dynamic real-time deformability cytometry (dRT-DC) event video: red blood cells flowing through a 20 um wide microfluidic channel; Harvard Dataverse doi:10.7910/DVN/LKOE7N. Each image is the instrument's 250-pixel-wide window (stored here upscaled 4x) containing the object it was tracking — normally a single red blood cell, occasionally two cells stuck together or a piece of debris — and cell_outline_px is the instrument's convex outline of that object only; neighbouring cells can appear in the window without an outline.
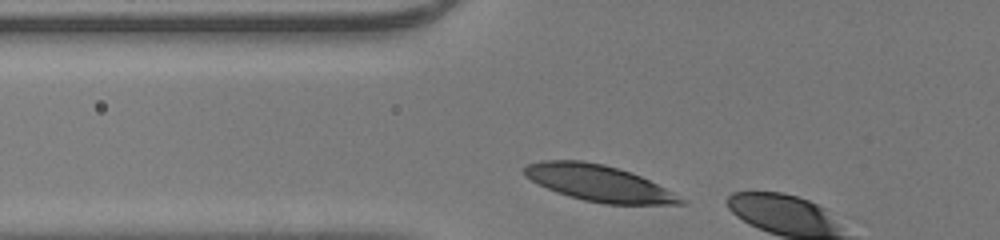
{"species": "human", "species_latin": "Homo sapiens", "temperature_condition": "room temperature", "stored_images_in_passage": 4, "camera_frame_rate_fps": 3000, "um_per_image_px": 0.085, "donor": {"sex": "male"}, "frame": {"image": 1, "passage_image": 2, "time_ms": 0.333, "image_size_px": [1000, 240], "cell_outline_px": [[688, 204], [604, 204], [584, 200], [556, 192], [524, 176], [524, 168], [528, 164], [544, 160], [584, 160], [604, 164], [632, 172], [688, 200]], "centroid_in_image_um": [50.92, 15.56], "position_along_channel_um": 74.9, "area_um2": 32.77}}